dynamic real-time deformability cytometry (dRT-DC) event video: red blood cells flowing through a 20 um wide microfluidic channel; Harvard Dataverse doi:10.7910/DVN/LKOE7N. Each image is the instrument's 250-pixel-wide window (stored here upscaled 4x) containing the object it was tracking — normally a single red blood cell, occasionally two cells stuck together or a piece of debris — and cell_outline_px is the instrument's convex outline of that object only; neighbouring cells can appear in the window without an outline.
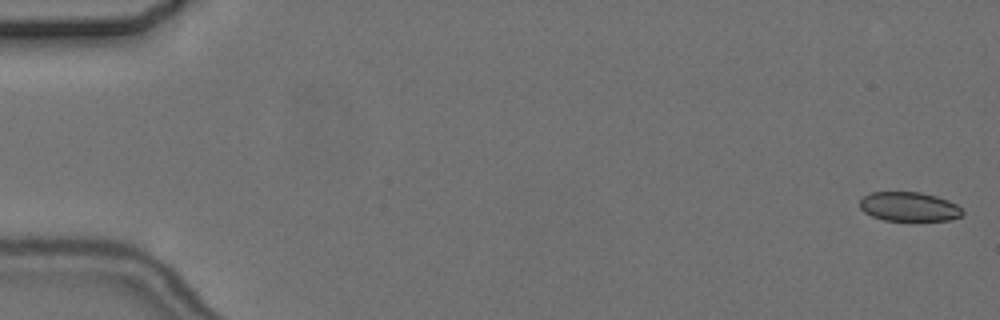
{"species": "common noctule bat (a hibernating species)", "species_latin": "Nyctalus noctula", "temperature_condition": "cold", "stored_images_in_passage": 5, "camera_frame_rate_fps": 3000, "um_per_image_px": 0.085, "animal": {"sex": "female", "body_mass_g": 24.6, "forearm_length_mm": 56.2}, "frame": {"image": 1, "passage_image": 1, "time_ms": 0.0, "image_size_px": [1000, 320], "cell_outline_px": [[964, 212], [960, 216], [948, 220], [884, 220], [872, 216], [864, 212], [860, 208], [860, 200], [864, 196], [872, 192], [920, 192], [936, 196], [948, 200], [956, 204]], "centroid_in_image_um": [77.25, 17.56], "position_along_channel_um": 7.7, "area_um2": 17.34}}
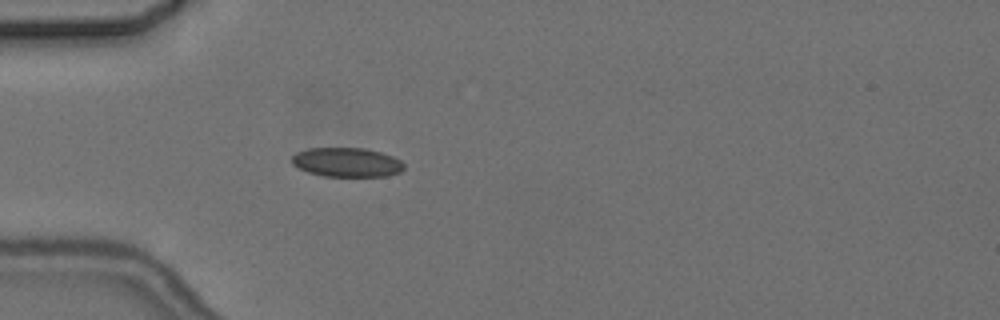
{"frame": {"image": 2, "passage_image": 5, "time_ms": 5.333, "image_size_px": [1000, 320], "cell_outline_px": [[404, 168], [400, 172], [388, 176], [324, 176], [308, 172], [292, 164], [292, 156], [296, 152], [308, 148], [364, 148], [380, 152], [392, 156], [400, 160], [404, 164]], "centroid_in_image_um": [29.48, 13.79], "position_along_channel_um": 55.5, "area_um2": 19.07}}